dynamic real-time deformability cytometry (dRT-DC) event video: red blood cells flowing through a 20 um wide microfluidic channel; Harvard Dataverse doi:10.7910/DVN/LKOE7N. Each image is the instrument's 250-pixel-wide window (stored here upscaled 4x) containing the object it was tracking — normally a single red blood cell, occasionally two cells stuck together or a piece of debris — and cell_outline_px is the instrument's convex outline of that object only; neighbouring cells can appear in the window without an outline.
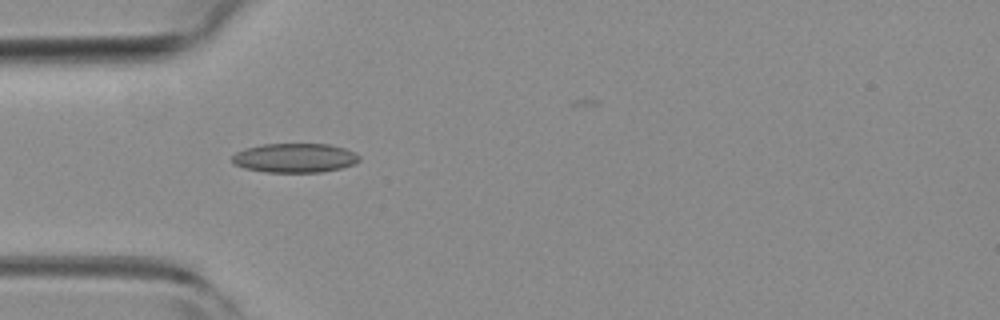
{"species": "common noctule bat (a hibernating species)", "species_latin": "Nyctalus noctula", "temperature_condition": "room temperature", "stored_images_in_passage": 6, "camera_frame_rate_fps": 3000, "um_per_image_px": 0.085, "animal": {"sex": "female", "body_mass_g": 19.3, "forearm_length_mm": 54.1}, "frame": {"image": 1, "passage_image": 4, "time_ms": 1.0, "image_size_px": [1000, 320], "cell_outline_px": [[360, 160], [352, 164], [340, 168], [320, 172], [264, 172], [244, 168], [232, 164], [232, 156], [236, 152], [244, 148], [264, 144], [328, 144], [344, 148], [360, 156]], "centroid_in_image_um": [25.0, 13.42], "position_along_channel_um": 60.0, "area_um2": 21.62}}
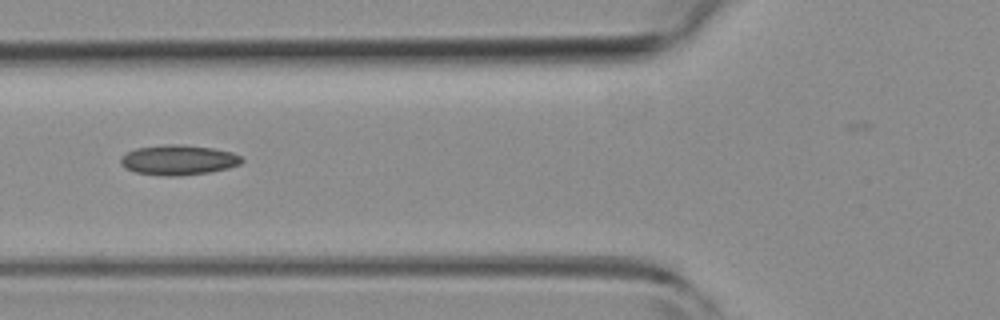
{"frame": {"image": 2, "passage_image": 5, "time_ms": 1.333, "image_size_px": [1000, 320], "cell_outline_px": [[244, 160], [240, 164], [228, 168], [208, 172], [180, 176], [160, 176], [136, 172], [124, 168], [120, 164], [120, 156], [136, 148], [164, 144], [176, 144], [212, 148], [232, 152], [240, 156]], "centroid_in_image_um": [15.13, 13.6], "position_along_channel_um": 110.7, "area_um2": 21.27}}
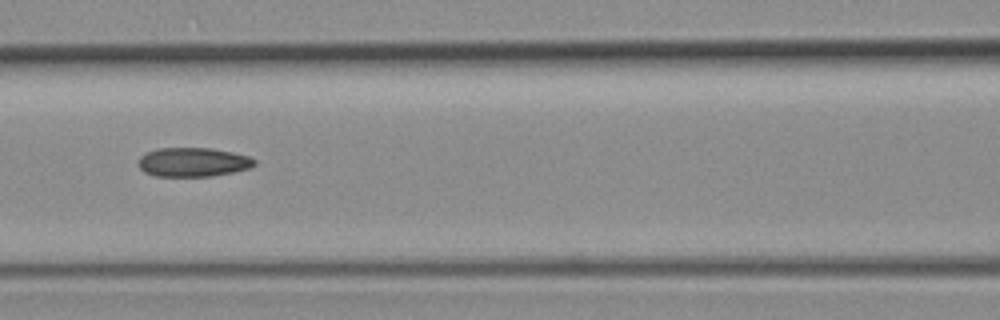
{"frame": {"image": 3, "passage_image": 6, "time_ms": 1.667, "image_size_px": [1000, 320], "cell_outline_px": [[256, 164], [248, 168], [232, 172], [212, 176], [156, 176], [144, 172], [140, 168], [140, 156], [144, 152], [156, 148], [212, 148], [232, 152], [248, 156], [256, 160]], "centroid_in_image_um": [16.39, 13.77], "position_along_channel_um": 150.2, "area_um2": 19.65}}